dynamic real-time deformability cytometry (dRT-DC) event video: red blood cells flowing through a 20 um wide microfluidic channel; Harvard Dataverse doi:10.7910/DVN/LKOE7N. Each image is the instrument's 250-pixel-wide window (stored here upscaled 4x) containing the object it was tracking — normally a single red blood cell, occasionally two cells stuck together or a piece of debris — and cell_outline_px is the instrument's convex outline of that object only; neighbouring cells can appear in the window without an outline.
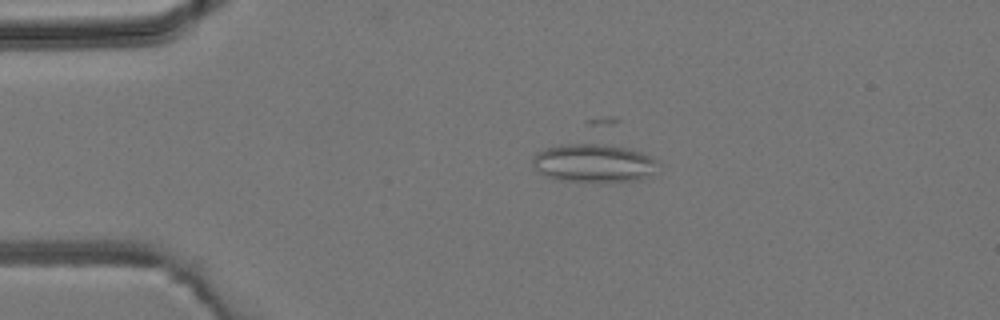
{"species": "common noctule bat (a hibernating species)", "species_latin": "Nyctalus noctula", "temperature_condition": "room temperature", "stored_images_in_passage": 2, "camera_frame_rate_fps": 3000, "um_per_image_px": 0.085, "animal": {"sex": "male", "body_mass_g": 19.2, "forearm_length_mm": 51.8}, "frame": {"image": 1, "passage_image": 2, "time_ms": 1.333, "image_size_px": [1000, 320], "cell_outline_px": [[660, 164], [648, 176], [640, 180], [564, 180], [548, 176], [540, 172], [532, 164], [532, 156], [536, 152], [544, 148], [560, 144], [588, 140], [628, 148], [640, 152], [660, 160]], "centroid_in_image_um": [50.45, 13.78], "position_along_channel_um": 34.5, "area_um2": 28.32}}